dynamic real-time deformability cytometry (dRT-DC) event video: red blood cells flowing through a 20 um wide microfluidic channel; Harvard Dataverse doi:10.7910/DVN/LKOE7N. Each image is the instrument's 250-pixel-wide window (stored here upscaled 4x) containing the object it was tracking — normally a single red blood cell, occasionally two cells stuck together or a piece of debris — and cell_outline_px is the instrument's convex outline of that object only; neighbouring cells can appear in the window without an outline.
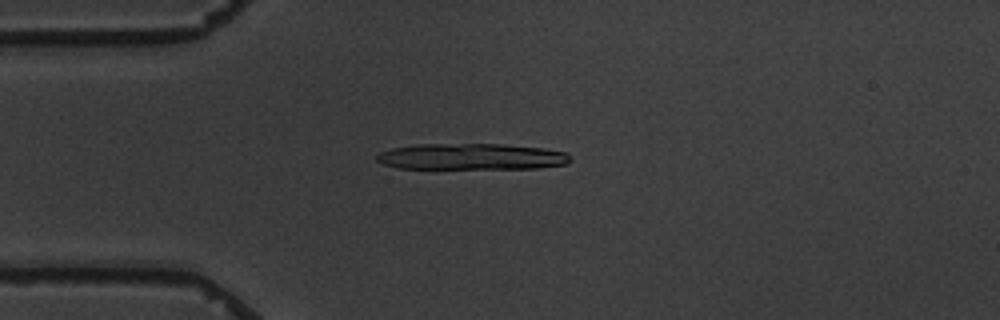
{"species": "common noctule bat (a hibernating species)", "species_latin": "Nyctalus noctula", "temperature_condition": "warm", "stored_images_in_passage": 4, "camera_frame_rate_fps": 3000, "um_per_image_px": 0.085, "animal": {"sex": "male", "body_mass_g": 19.5, "forearm_length_mm": 54.6}, "frame": {"image": 1, "passage_image": 1, "time_ms": 0.0, "image_size_px": [1000, 320], "cell_outline_px": [[572, 160], [568, 164], [536, 168], [396, 168], [384, 164], [376, 160], [376, 156], [380, 152], [392, 148], [416, 144], [500, 144], [544, 148], [568, 152]], "centroid_in_image_um": [40.11, 13.31], "position_along_channel_um": 44.9, "area_um2": 29.65}}